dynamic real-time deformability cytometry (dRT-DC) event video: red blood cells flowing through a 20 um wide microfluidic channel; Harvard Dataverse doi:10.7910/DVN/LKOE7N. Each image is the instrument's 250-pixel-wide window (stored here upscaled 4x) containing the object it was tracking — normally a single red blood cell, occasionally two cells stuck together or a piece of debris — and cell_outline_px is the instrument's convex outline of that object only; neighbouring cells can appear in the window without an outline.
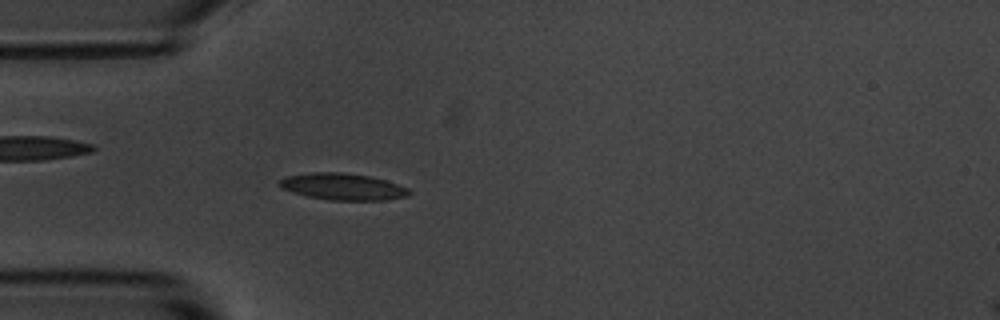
{"species": "common noctule bat (a hibernating species)", "species_latin": "Nyctalus noctula", "temperature_condition": "room temperature", "stored_images_in_passage": 54, "camera_frame_rate_fps": 3000, "um_per_image_px": 0.085, "animal": {"sex": "male", "body_mass_g": 20.1, "forearm_length_mm": 53.5}, "frame": {"image": 1, "passage_image": 15, "time_ms": 4.667, "image_size_px": [1000, 320], "cell_outline_px": [[412, 192], [408, 196], [384, 200], [328, 200], [308, 196], [292, 192], [280, 188], [276, 184], [284, 176], [308, 172], [344, 172], [368, 176], [384, 180], [408, 188]], "centroid_in_image_um": [29.07, 15.86], "position_along_channel_um": 55.9, "area_um2": 20.29}}
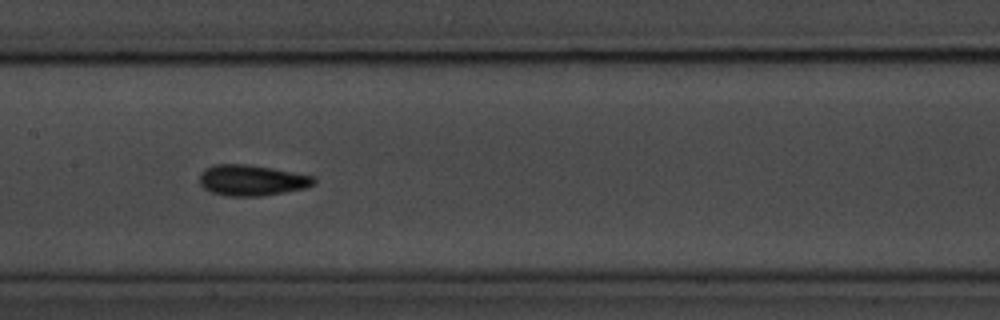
{"frame": {"image": 2, "passage_image": 26, "time_ms": 8.333, "image_size_px": [1000, 320], "cell_outline_px": [[316, 184], [304, 188], [284, 192], [260, 196], [224, 196], [212, 192], [204, 188], [200, 184], [200, 172], [204, 168], [212, 164], [248, 164], [272, 168], [316, 176]], "centroid_in_image_um": [21.4, 15.31], "position_along_channel_um": 186.0, "area_um2": 20.75}}
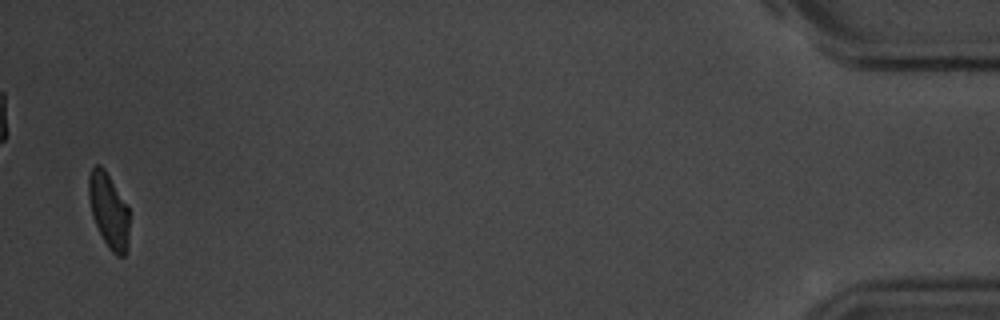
{"frame": {"image": 3, "passage_image": 53, "time_ms": 17.333, "image_size_px": [1000, 320], "cell_outline_px": [[128, 244], [124, 256], [116, 256], [108, 248], [92, 216], [88, 196], [88, 176], [92, 168], [96, 164], [100, 164], [104, 168], [128, 204]], "centroid_in_image_um": [9.24, 17.86], "position_along_channel_um": 426.0, "area_um2": 17.8}, "authors_computed_cell_mechanics": {"area_um2": 18.9584, "velocity_mm_per_s": 3.6603, "shape_relaxation_time_tau1_ms": 2.6308, "shape_relaxation_time_tau2_ms": 1.8651, "deformation_change_tau1": 0.1142, "deformation_change_tau2": 0.071}}